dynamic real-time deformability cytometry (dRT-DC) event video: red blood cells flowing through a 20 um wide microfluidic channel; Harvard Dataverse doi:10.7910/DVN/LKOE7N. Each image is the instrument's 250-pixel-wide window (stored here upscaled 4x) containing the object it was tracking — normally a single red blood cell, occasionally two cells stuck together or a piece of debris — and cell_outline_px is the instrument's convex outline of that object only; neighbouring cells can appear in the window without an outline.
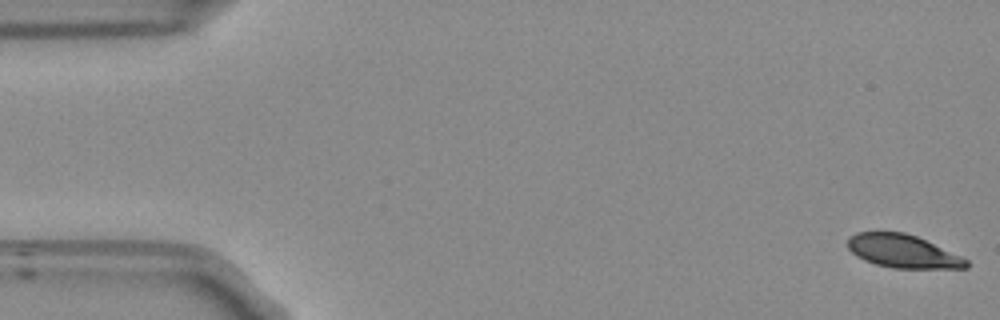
{"species": "Egyptian fruit bat (a non-hibernating species)", "species_latin": "Rousettus aegyptiacus", "temperature_condition": "room temperature", "stored_images_in_passage": 11, "camera_frame_rate_fps": 3000, "um_per_image_px": 0.085, "frame": {"image": 1, "passage_image": 1, "time_ms": 0.0, "image_size_px": [1000, 320], "cell_outline_px": [[968, 268], [896, 268], [876, 264], [864, 260], [856, 256], [848, 248], [848, 236], [856, 232], [904, 232], [916, 236], [960, 256], [968, 260]], "centroid_in_image_um": [76.7, 21.35], "position_along_channel_um": 8.3, "area_um2": 22.66}}